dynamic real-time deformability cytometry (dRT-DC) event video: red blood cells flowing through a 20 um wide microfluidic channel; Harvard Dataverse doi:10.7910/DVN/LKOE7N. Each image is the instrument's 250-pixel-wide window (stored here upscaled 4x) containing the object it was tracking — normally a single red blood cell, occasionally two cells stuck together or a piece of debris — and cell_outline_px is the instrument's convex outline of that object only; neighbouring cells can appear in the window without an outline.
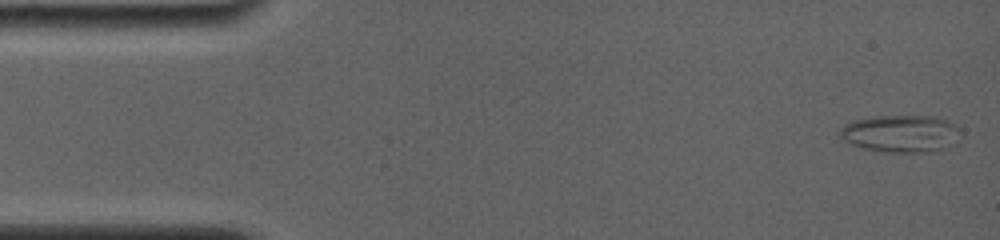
{"species": "common noctule bat (a hibernating species)", "species_latin": "Nyctalus noctula", "temperature_condition": "room temperature", "stored_images_in_passage": 5, "camera_frame_rate_fps": 4000, "um_per_image_px": 0.085, "animal": {"sex": "female", "body_mass_g": 19.0, "forearm_length_mm": 56.7}, "frame": {"image": 1, "passage_image": 1, "time_ms": 0.0, "image_size_px": [1000, 240], "cell_outline_px": [[956, 128], [948, 144], [944, 148], [936, 152], [888, 152], [864, 148], [852, 144], [844, 140], [840, 136], [840, 128], [844, 124], [852, 120], [872, 116], [936, 116], [948, 120]], "centroid_in_image_um": [76.43, 11.34], "position_along_channel_um": 8.6, "area_um2": 25.55}}
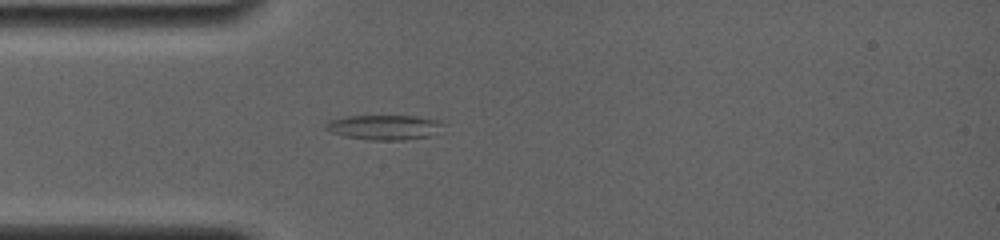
{"frame": {"image": 2, "passage_image": 5, "time_ms": 4.0, "image_size_px": [1000, 240], "cell_outline_px": [[444, 124], [428, 136], [404, 140], [368, 140], [344, 136], [332, 132], [324, 128], [324, 124], [328, 120], [348, 116], [416, 116], [440, 120]], "centroid_in_image_um": [32.59, 10.81], "position_along_channel_um": 52.4, "area_um2": 16.88}}